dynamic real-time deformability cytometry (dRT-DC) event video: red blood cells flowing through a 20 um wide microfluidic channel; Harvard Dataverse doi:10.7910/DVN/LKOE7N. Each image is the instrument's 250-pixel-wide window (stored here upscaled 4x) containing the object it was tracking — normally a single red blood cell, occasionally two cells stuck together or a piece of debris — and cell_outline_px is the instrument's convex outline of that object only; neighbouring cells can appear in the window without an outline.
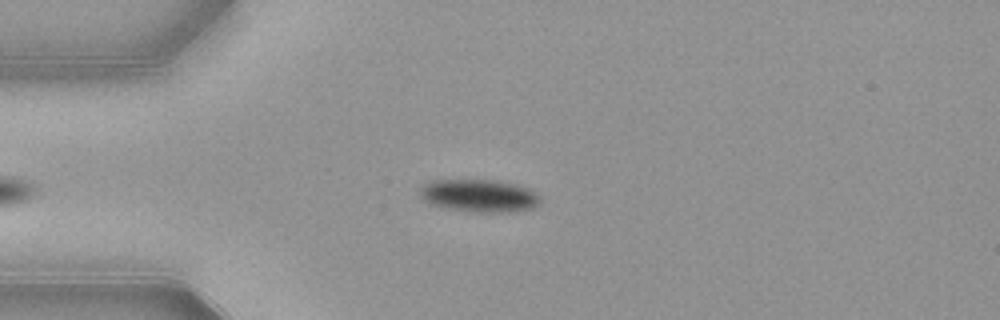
{"species": "common noctule bat (a hibernating species)", "species_latin": "Nyctalus noctula", "temperature_condition": "warm", "stored_images_in_passage": 37, "camera_frame_rate_fps": 3000, "um_per_image_px": 0.085, "animal": {"sex": "female", "body_mass_g": 21.9}, "frame": {"image": 1, "passage_image": 1, "time_ms": 0.0, "image_size_px": [1000, 320], "cell_outline_px": [[540, 204], [532, 208], [516, 212], [476, 212], [448, 208], [432, 204], [420, 196], [420, 188], [424, 184], [432, 180], [496, 180], [516, 184], [532, 188], [540, 196]], "centroid_in_image_um": [40.81, 16.63], "position_along_channel_um": 44.2, "area_um2": 23.06}}
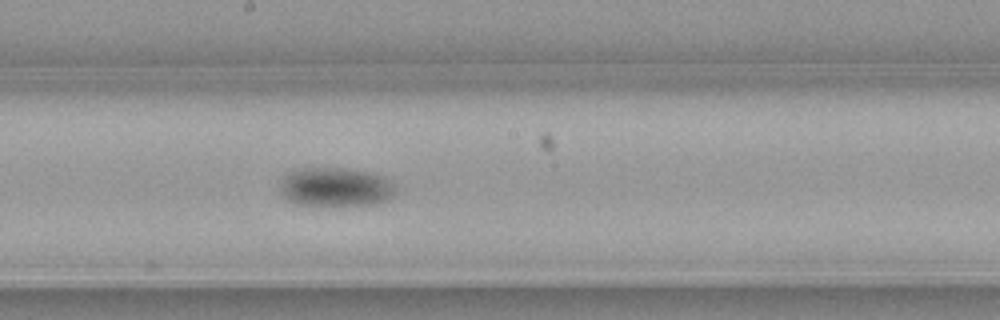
{"frame": {"image": 2, "passage_image": 16, "time_ms": 5.0, "image_size_px": [1000, 320], "cell_outline_px": [[396, 192], [388, 200], [376, 204], [296, 204], [288, 200], [280, 192], [280, 180], [288, 172], [296, 168], [344, 168], [368, 172], [384, 176], [396, 188]], "centroid_in_image_um": [28.5, 15.87], "position_along_channel_um": 219.7, "area_um2": 26.13}}
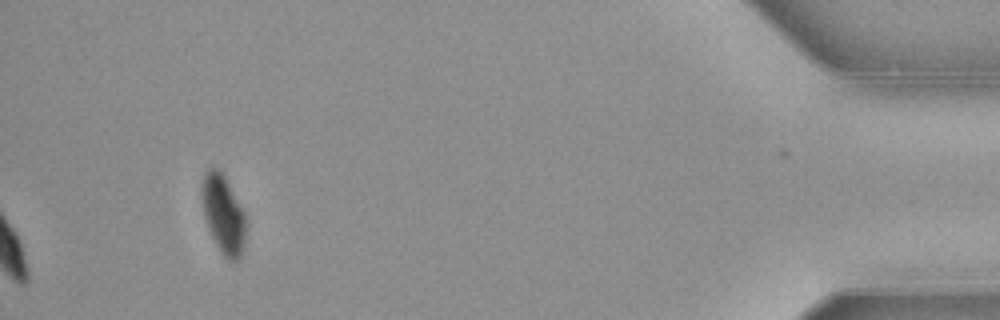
{"frame": {"image": 3, "passage_image": 37, "time_ms": 12.0, "image_size_px": [1000, 320], "cell_outline_px": [[248, 220], [244, 248], [240, 256], [232, 264], [220, 252], [212, 236], [204, 216], [200, 192], [200, 184], [204, 172], [208, 168], [220, 168], [224, 172]], "centroid_in_image_um": [18.99, 18.17], "position_along_channel_um": 416.2, "area_um2": 20.98}, "authors_computed_cell_mechanics": {"area_um2": 24.6806, "velocity_mm_per_s": 3.8727, "shape_relaxation_time_tau1_ms": 3.1706, "shape_relaxation_time_tau2_ms": null, "deformation_change_tau1": 0.1081, "deformation_change_tau2": null}}